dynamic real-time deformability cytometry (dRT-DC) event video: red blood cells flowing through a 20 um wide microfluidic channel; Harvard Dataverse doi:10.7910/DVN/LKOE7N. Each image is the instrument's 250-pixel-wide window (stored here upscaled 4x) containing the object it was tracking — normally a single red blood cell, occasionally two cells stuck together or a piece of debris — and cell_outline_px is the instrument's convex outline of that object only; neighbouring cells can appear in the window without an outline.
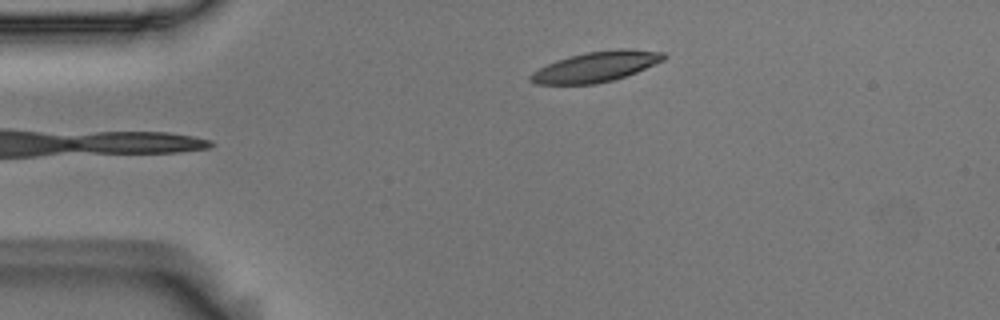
{"species": "Egyptian fruit bat (a non-hibernating species)", "species_latin": "Rousettus aegyptiacus", "temperature_condition": "room temperature", "stored_images_in_passage": 4, "camera_frame_rate_fps": 3000, "um_per_image_px": 0.085, "animal": {"sex": "male"}, "frame": {"image": 1, "passage_image": 4, "time_ms": 1.0, "image_size_px": [1000, 320], "cell_outline_px": [[668, 56], [664, 60], [636, 72], [612, 80], [596, 84], [536, 84], [528, 80], [528, 76], [532, 72], [556, 60], [568, 56], [584, 52], [616, 48], [628, 48], [664, 52]], "centroid_in_image_um": [50.66, 5.65], "position_along_channel_um": 34.3, "area_um2": 23.7}}